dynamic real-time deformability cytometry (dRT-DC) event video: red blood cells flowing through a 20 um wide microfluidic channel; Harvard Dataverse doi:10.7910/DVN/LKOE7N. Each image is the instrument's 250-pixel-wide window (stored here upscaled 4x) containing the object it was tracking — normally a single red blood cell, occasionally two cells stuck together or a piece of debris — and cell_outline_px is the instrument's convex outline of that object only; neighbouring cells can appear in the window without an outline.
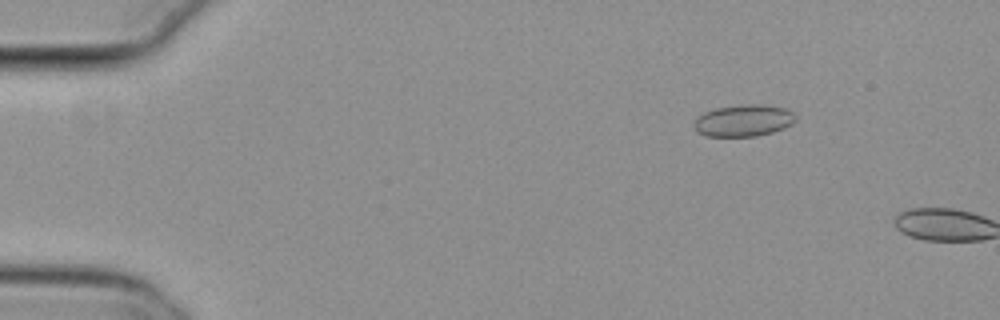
{"species": "common noctule bat (a hibernating species)", "species_latin": "Nyctalus noctula", "temperature_condition": "cold", "stored_images_in_passage": 8, "camera_frame_rate_fps": 3000, "um_per_image_px": 0.085, "animal": {"sex": "female", "body_mass_g": 29.2, "forearm_length_mm": 56.3}, "frame": {"image": 1, "passage_image": 6, "time_ms": 1.667, "image_size_px": [1000, 320], "cell_outline_px": [[796, 120], [792, 124], [784, 128], [772, 132], [756, 136], [708, 136], [696, 132], [692, 124], [704, 112], [716, 108], [744, 104], [764, 104], [788, 108], [796, 116]], "centroid_in_image_um": [63.23, 10.24], "position_along_channel_um": 21.8, "area_um2": 18.96}}